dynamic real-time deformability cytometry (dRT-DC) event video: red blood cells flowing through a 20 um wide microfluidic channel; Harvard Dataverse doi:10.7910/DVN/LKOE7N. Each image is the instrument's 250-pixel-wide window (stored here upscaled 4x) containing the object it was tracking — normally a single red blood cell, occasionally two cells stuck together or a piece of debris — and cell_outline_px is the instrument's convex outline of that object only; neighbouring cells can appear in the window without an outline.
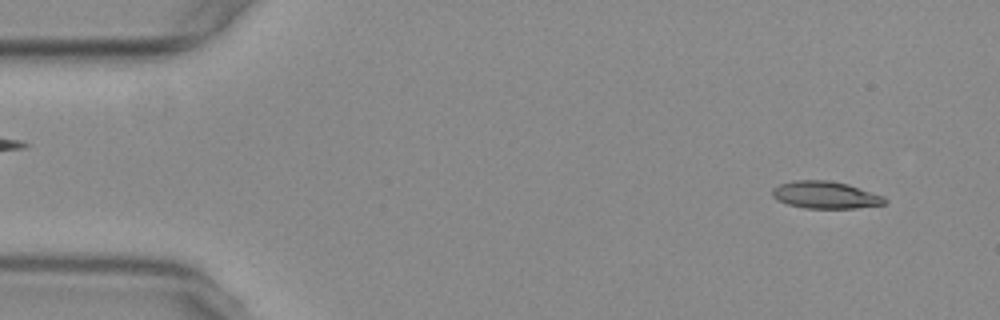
{"species": "common noctule bat (a hibernating species)", "species_latin": "Nyctalus noctula", "temperature_condition": "warm", "stored_images_in_passage": 54, "camera_frame_rate_fps": 3000, "um_per_image_px": 0.085, "animal": {"sex": "female", "body_mass_g": 29.2, "forearm_length_mm": 56.3}, "frame": {"image": 1, "passage_image": 4, "time_ms": 1.0, "image_size_px": [1000, 320], "cell_outline_px": [[888, 200], [884, 204], [856, 208], [804, 208], [788, 204], [776, 200], [772, 196], [772, 188], [780, 184], [792, 180], [828, 180], [848, 184], [884, 196]], "centroid_in_image_um": [70.14, 16.57], "position_along_channel_um": 14.9, "area_um2": 17.92}}
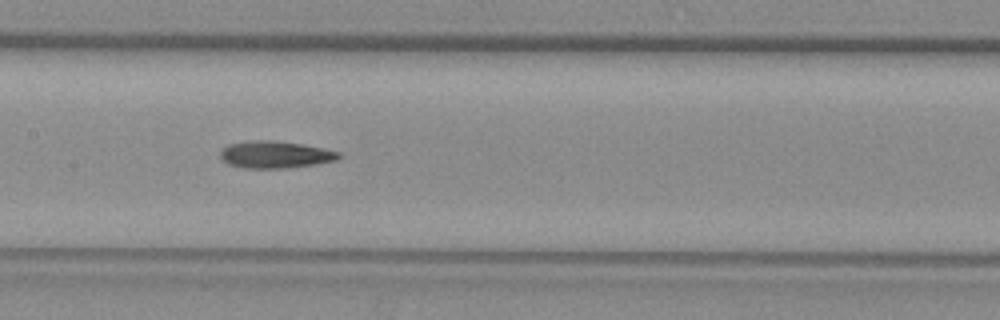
{"frame": {"image": 2, "passage_image": 26, "time_ms": 8.333, "image_size_px": [1000, 320], "cell_outline_px": [[340, 156], [336, 160], [316, 164], [288, 168], [244, 168], [228, 164], [220, 156], [220, 152], [228, 144], [248, 140], [272, 140], [300, 144], [324, 148], [340, 152]], "centroid_in_image_um": [23.38, 13.14], "position_along_channel_um": 184.0, "area_um2": 18.67}}
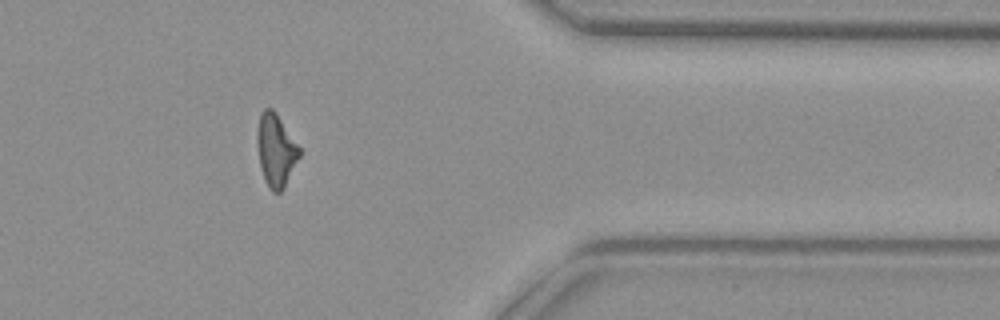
{"frame": {"image": 3, "passage_image": 44, "time_ms": 14.333, "image_size_px": [1000, 320], "cell_outline_px": [[300, 156], [284, 188], [280, 192], [272, 192], [268, 188], [264, 180], [260, 168], [256, 144], [256, 132], [260, 112], [264, 108], [272, 108], [276, 112], [300, 148]], "centroid_in_image_um": [23.41, 12.77], "position_along_channel_um": 388.0, "area_um2": 18.15}}